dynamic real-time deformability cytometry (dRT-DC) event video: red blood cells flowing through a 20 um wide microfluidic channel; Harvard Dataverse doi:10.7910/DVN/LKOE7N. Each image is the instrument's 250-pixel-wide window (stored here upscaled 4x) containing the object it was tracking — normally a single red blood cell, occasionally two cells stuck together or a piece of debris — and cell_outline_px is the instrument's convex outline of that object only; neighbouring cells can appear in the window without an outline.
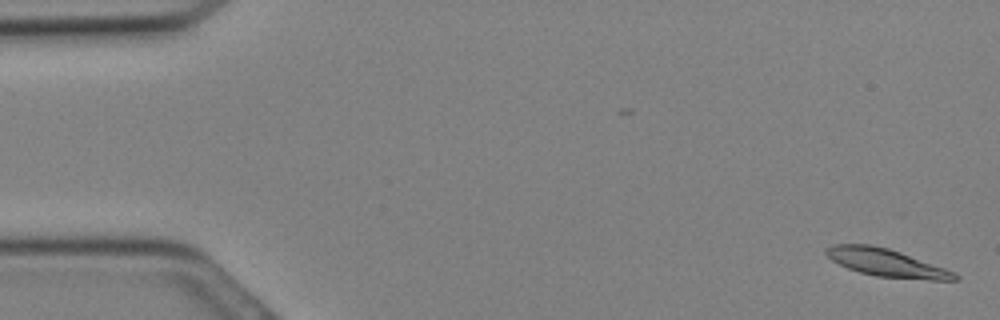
{"species": "Egyptian fruit bat (a non-hibernating species)", "species_latin": "Rousettus aegyptiacus", "temperature_condition": "cold", "stored_images_in_passage": 15, "camera_frame_rate_fps": 3000, "um_per_image_px": 0.085, "animal": {"sex": "female"}, "frame": {"image": 1, "passage_image": 1, "time_ms": 0.0, "image_size_px": [1000, 320], "cell_outline_px": [[960, 280], [928, 280], [876, 276], [860, 272], [848, 268], [832, 260], [824, 252], [824, 248], [832, 244], [868, 244], [888, 248], [900, 252], [956, 272], [960, 276]], "centroid_in_image_um": [75.36, 22.33], "position_along_channel_um": 9.6, "area_um2": 20.75}}
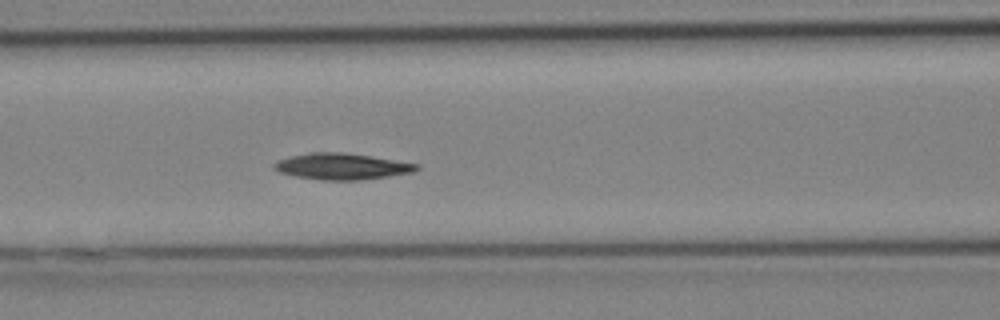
{"frame": {"image": 2, "passage_image": 13, "time_ms": 4.0, "image_size_px": [1000, 320], "cell_outline_px": [[420, 168], [412, 172], [388, 176], [360, 180], [320, 180], [296, 176], [280, 172], [272, 168], [272, 164], [276, 160], [288, 156], [308, 152], [344, 152], [420, 164]], "centroid_in_image_um": [29.0, 14.13], "position_along_channel_um": 137.6, "area_um2": 21.91}}
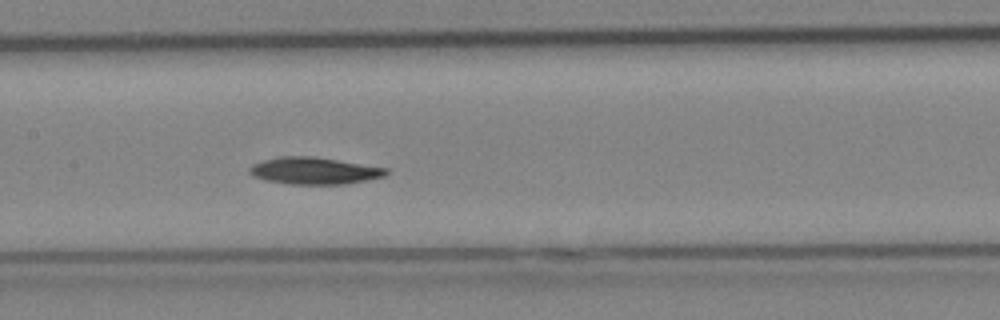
{"frame": {"image": 3, "passage_image": 15, "time_ms": 4.667, "image_size_px": [1000, 320], "cell_outline_px": [[388, 172], [384, 176], [344, 184], [288, 184], [264, 180], [252, 176], [248, 172], [248, 168], [252, 164], [264, 160], [280, 156], [312, 156], [388, 168]], "centroid_in_image_um": [26.64, 14.51], "position_along_channel_um": 180.8, "area_um2": 21.39}}